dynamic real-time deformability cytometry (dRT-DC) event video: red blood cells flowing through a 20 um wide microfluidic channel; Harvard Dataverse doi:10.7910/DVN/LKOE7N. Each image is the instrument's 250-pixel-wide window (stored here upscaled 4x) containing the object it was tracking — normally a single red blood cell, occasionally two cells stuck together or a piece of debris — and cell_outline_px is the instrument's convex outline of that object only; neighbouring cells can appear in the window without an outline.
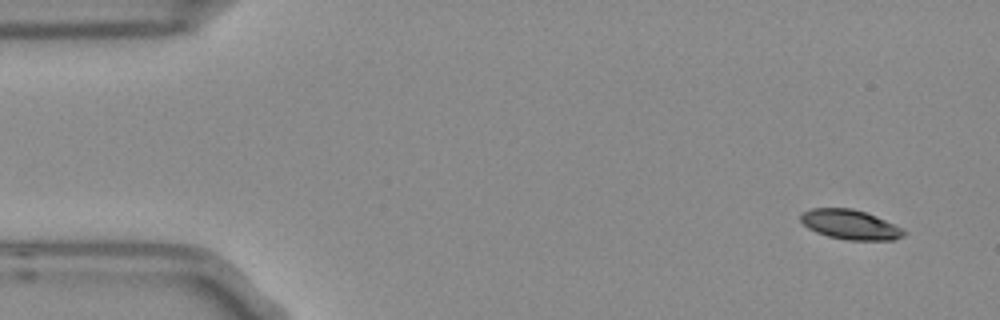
{"species": "Egyptian fruit bat (a non-hibernating species)", "species_latin": "Rousettus aegyptiacus", "temperature_condition": "room temperature", "stored_images_in_passage": 6, "camera_frame_rate_fps": 3000, "um_per_image_px": 0.085, "frame": {"image": 1, "passage_image": 1, "time_ms": 0.0, "image_size_px": [1000, 320], "cell_outline_px": [[908, 232], [904, 236], [892, 240], [848, 240], [828, 236], [816, 232], [808, 228], [800, 220], [800, 216], [804, 212], [812, 208], [852, 208], [876, 216], [904, 228]], "centroid_in_image_um": [72.31, 19.09], "position_along_channel_um": 12.7, "area_um2": 17.86}}
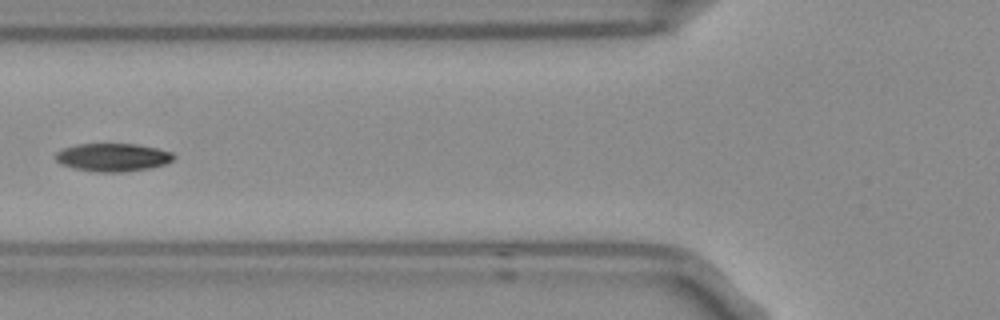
{"frame": {"image": 2, "passage_image": 6, "time_ms": 1.667, "image_size_px": [1000, 320], "cell_outline_px": [[176, 156], [172, 160], [164, 164], [152, 168], [124, 172], [96, 172], [76, 168], [60, 164], [56, 160], [56, 152], [64, 148], [76, 144], [136, 144], [156, 148], [172, 152]], "centroid_in_image_um": [9.6, 13.37], "position_along_channel_um": 116.2, "area_um2": 19.31}}